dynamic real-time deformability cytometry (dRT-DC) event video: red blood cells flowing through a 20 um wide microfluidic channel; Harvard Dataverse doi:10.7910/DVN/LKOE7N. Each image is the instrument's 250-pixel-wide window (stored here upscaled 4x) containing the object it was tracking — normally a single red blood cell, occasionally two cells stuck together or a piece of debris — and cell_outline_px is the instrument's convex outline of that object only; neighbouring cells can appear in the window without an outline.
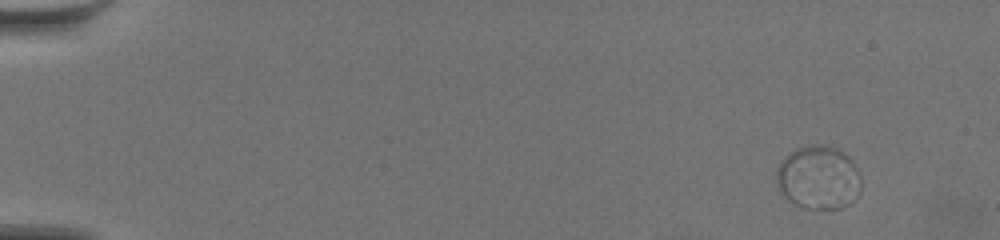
{"species": "common noctule bat (a hibernating species)", "species_latin": "Nyctalus noctula", "temperature_condition": "warm", "stored_images_in_passage": 58, "camera_frame_rate_fps": 3000, "um_per_image_px": 0.085, "animal": {"sex": "female", "body_mass_g": 19.5, "forearm_length_mm": 54.1}, "frame": {"image": 1, "passage_image": 1, "time_ms": 0.0, "image_size_px": [1000, 240], "cell_outline_px": [[860, 192], [848, 204], [840, 208], [804, 208], [788, 200], [780, 188], [776, 176], [776, 172], [780, 164], [796, 148], [812, 144], [824, 144], [836, 148], [848, 156], [852, 160], [860, 176]], "centroid_in_image_um": [69.6, 15.08], "position_along_channel_um": 15.4, "area_um2": 30.87}}
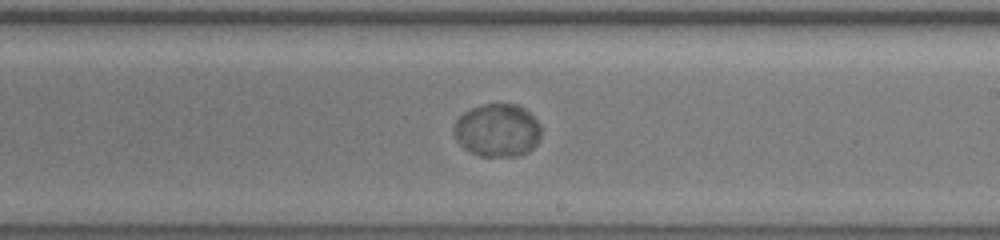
{"frame": {"image": 2, "passage_image": 34, "time_ms": 11.0, "image_size_px": [1000, 240], "cell_outline_px": [[540, 136], [536, 144], [528, 152], [520, 156], [480, 156], [468, 152], [456, 140], [452, 132], [452, 128], [456, 120], [464, 112], [472, 108], [484, 104], [516, 104], [524, 108], [540, 124]], "centroid_in_image_um": [42.24, 11.09], "position_along_channel_um": 246.8, "area_um2": 27.11}}
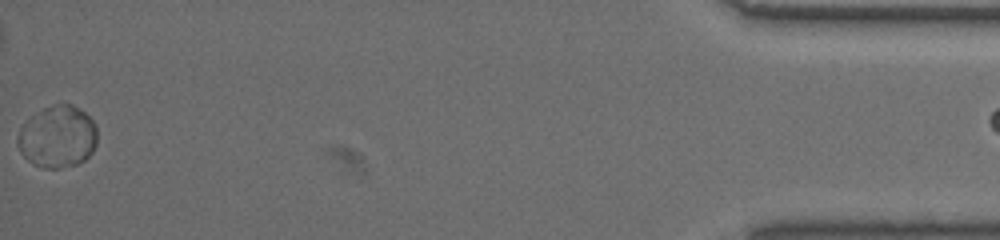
{"frame": {"image": 3, "passage_image": 57, "time_ms": 18.667, "image_size_px": [1000, 240], "cell_outline_px": [[96, 144], [92, 152], [84, 160], [76, 164], [56, 168], [44, 168], [32, 164], [20, 152], [16, 144], [16, 136], [20, 128], [32, 116], [44, 108], [56, 104], [72, 104], [80, 108], [96, 124]], "centroid_in_image_um": [4.88, 11.63], "position_along_channel_um": 430.3, "area_um2": 28.73}}